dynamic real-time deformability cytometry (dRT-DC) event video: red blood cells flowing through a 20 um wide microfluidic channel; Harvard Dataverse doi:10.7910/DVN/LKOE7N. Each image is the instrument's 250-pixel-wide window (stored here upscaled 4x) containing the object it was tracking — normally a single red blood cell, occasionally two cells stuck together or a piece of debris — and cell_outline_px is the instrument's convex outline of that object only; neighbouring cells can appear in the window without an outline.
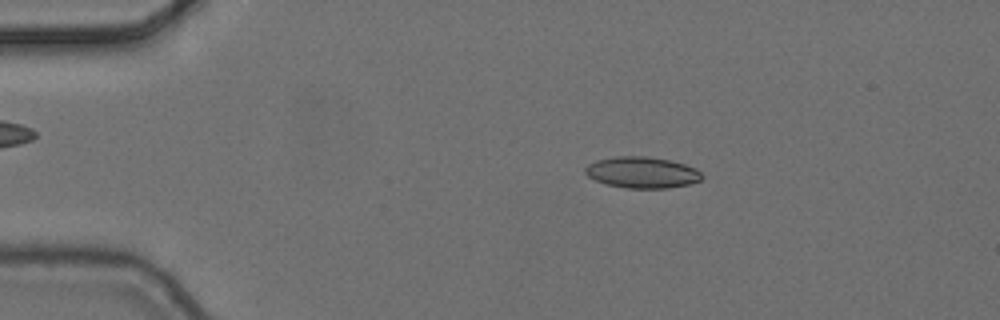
{"species": "common noctule bat (a hibernating species)", "species_latin": "Nyctalus noctula", "temperature_condition": "cold", "stored_images_in_passage": 6, "camera_frame_rate_fps": 3000, "um_per_image_px": 0.085, "animal": {"sex": "female", "body_mass_g": 24.6, "forearm_length_mm": 56.2}, "frame": {"image": 1, "passage_image": 2, "time_ms": 0.333, "image_size_px": [1000, 320], "cell_outline_px": [[704, 176], [700, 180], [688, 184], [668, 188], [624, 188], [604, 184], [588, 176], [584, 172], [584, 168], [588, 164], [596, 160], [616, 156], [648, 156], [668, 160], [684, 164], [696, 168]], "centroid_in_image_um": [54.55, 14.66], "position_along_channel_um": 30.5, "area_um2": 21.33}}
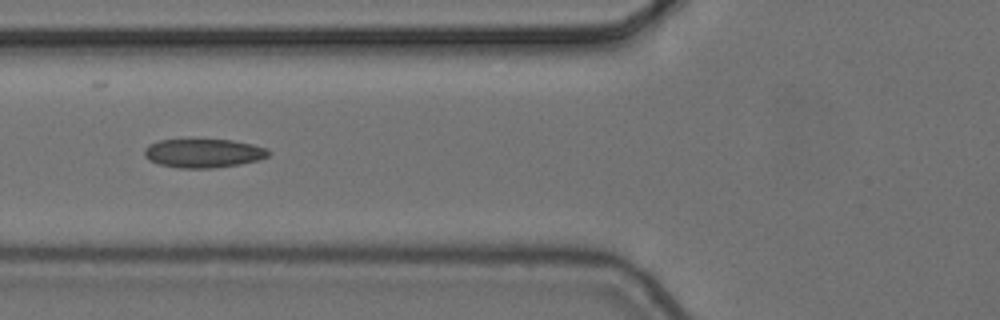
{"frame": {"image": 2, "passage_image": 5, "time_ms": 1.333, "image_size_px": [1000, 320], "cell_outline_px": [[272, 152], [268, 156], [260, 160], [240, 164], [216, 168], [180, 168], [160, 164], [148, 160], [144, 156], [144, 148], [148, 144], [160, 140], [192, 136], [232, 140], [252, 144], [268, 148]], "centroid_in_image_um": [17.28, 12.97], "position_along_channel_um": 108.5, "area_um2": 22.02}}
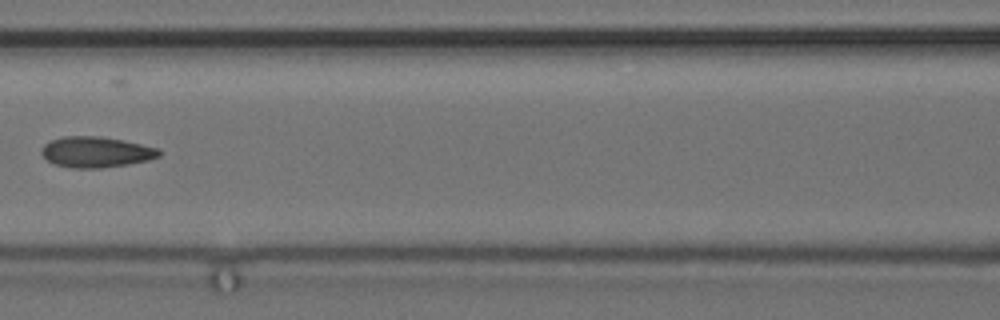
{"frame": {"image": 3, "passage_image": 6, "time_ms": 1.667, "image_size_px": [1000, 320], "cell_outline_px": [[160, 156], [148, 160], [128, 164], [100, 168], [72, 168], [56, 164], [48, 160], [40, 152], [44, 144], [52, 140], [64, 136], [100, 136], [160, 148]], "centroid_in_image_um": [8.17, 12.92], "position_along_channel_um": 158.4, "area_um2": 20.87}}